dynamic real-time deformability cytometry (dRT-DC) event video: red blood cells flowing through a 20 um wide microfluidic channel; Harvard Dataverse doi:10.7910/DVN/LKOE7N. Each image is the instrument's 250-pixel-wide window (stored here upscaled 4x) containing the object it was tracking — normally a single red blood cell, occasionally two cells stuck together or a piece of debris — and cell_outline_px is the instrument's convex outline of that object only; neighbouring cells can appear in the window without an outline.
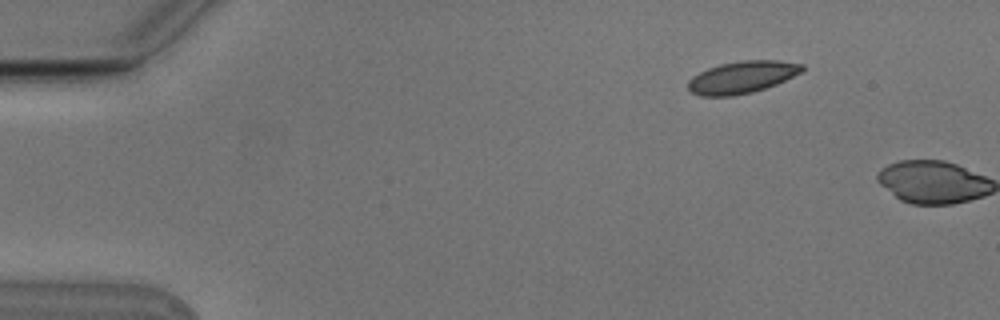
{"species": "Egyptian fruit bat (a non-hibernating species)", "species_latin": "Rousettus aegyptiacus", "temperature_condition": "cold", "stored_images_in_passage": 3, "camera_frame_rate_fps": 3000, "um_per_image_px": 0.085, "animal": {"sex": "male"}, "frame": {"image": 1, "passage_image": 2, "time_ms": 0.333, "image_size_px": [1000, 320], "cell_outline_px": [[804, 68], [800, 72], [776, 84], [752, 92], [732, 96], [700, 96], [692, 92], [688, 88], [688, 80], [692, 76], [708, 68], [720, 64], [740, 60], [776, 60], [804, 64]], "centroid_in_image_um": [63.04, 6.55], "position_along_channel_um": 22.0, "area_um2": 21.21}}